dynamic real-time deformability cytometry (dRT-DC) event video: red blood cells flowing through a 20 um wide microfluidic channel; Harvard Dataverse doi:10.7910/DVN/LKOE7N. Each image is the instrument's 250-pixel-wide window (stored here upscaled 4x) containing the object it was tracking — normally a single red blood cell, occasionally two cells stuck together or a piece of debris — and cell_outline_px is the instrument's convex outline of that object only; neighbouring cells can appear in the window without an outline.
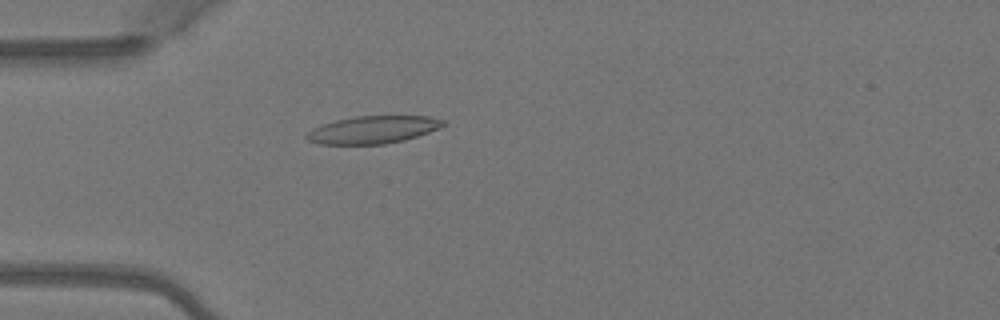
{"species": "Egyptian fruit bat (a non-hibernating species)", "species_latin": "Rousettus aegyptiacus", "temperature_condition": "warm", "stored_images_in_passage": 2, "camera_frame_rate_fps": 3000, "um_per_image_px": 0.085, "animal": {"sex": "female"}, "frame": {"image": 1, "passage_image": 2, "time_ms": 0.333, "image_size_px": [1000, 320], "cell_outline_px": [[448, 124], [440, 128], [404, 140], [384, 144], [320, 144], [308, 140], [304, 136], [312, 128], [336, 120], [356, 116], [428, 116], [444, 120]], "centroid_in_image_um": [31.72, 11.02], "position_along_channel_um": 53.3, "area_um2": 21.85}}